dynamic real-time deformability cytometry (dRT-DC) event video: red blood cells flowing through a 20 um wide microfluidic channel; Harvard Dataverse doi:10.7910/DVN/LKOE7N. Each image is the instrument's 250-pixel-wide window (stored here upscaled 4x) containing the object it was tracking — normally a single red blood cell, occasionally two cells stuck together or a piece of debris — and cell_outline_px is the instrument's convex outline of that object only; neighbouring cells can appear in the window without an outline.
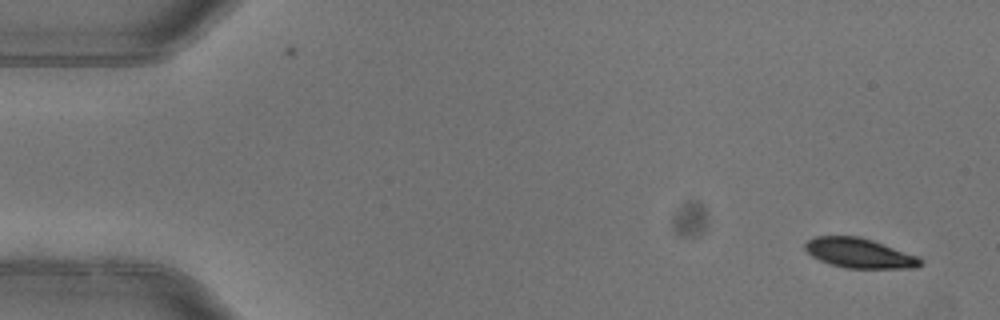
{"species": "common noctule bat (a hibernating species)", "species_latin": "Nyctalus noctula", "temperature_condition": "warm", "stored_images_in_passage": 4, "camera_frame_rate_fps": 3000, "um_per_image_px": 0.085, "animal": {"sex": "female"}, "frame": {"image": 1, "passage_image": 1, "time_ms": 0.0, "image_size_px": [1000, 320], "cell_outline_px": [[924, 264], [916, 268], [844, 268], [820, 260], [812, 256], [804, 248], [804, 244], [808, 240], [816, 236], [860, 236], [872, 240], [916, 256]], "centroid_in_image_um": [73.02, 21.52], "position_along_channel_um": 12.0, "area_um2": 19.77}}
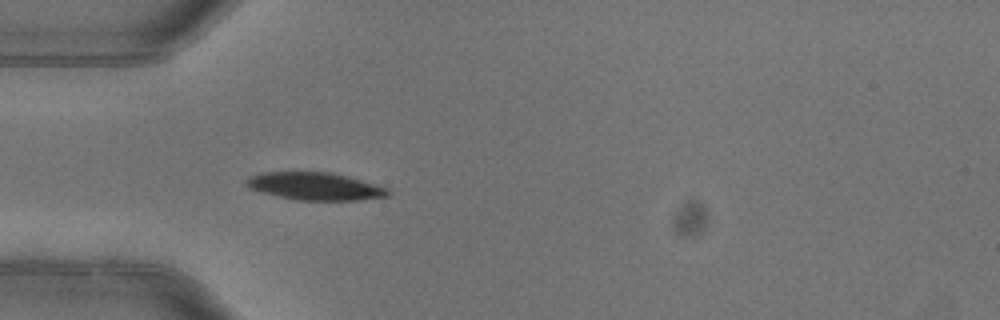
{"frame": {"image": 2, "passage_image": 4, "time_ms": 1.0, "image_size_px": [1000, 320], "cell_outline_px": [[392, 192], [388, 196], [356, 200], [296, 200], [248, 188], [244, 184], [244, 180], [248, 176], [260, 172], [332, 172], [380, 184], [388, 188]], "centroid_in_image_um": [26.8, 15.82], "position_along_channel_um": 58.2, "area_um2": 23.06}}